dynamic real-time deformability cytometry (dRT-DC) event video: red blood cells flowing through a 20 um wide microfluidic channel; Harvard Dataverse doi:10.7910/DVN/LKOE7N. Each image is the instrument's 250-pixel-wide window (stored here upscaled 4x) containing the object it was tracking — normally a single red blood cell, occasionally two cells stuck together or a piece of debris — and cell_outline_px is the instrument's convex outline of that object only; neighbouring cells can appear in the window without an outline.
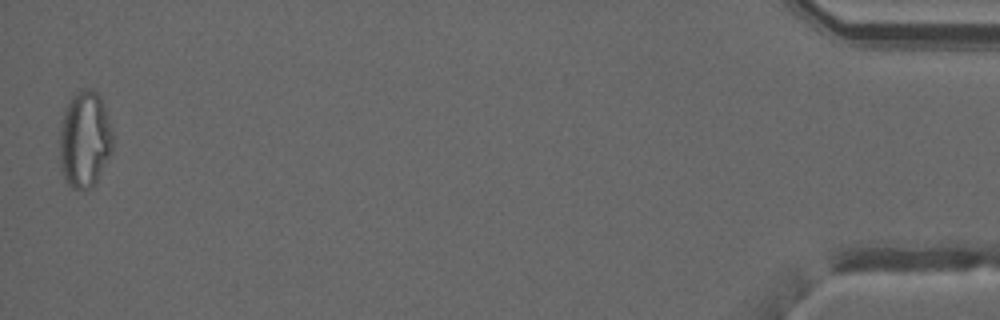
{"species": "common noctule bat (a hibernating species)", "species_latin": "Nyctalus noctula", "temperature_condition": "warm", "stored_images_in_passage": 50, "camera_frame_rate_fps": 3000, "um_per_image_px": 0.085, "animal": {"sex": "male", "forearm_length_mm": 52.5}, "frame": {"image": 1, "passage_image": 50, "time_ms": 16.333, "image_size_px": [1000, 320], "cell_outline_px": [[112, 152], [96, 180], [88, 188], [72, 188], [68, 184], [60, 168], [60, 120], [64, 108], [68, 100], [80, 88], [92, 88], [100, 96], [112, 128]], "centroid_in_image_um": [7.18, 11.78], "position_along_channel_um": 428.0, "area_um2": 30.0}, "authors_computed_cell_mechanics": {"area_um2": 26.4435, "velocity_mm_per_s": 4.0871, "shape_relaxation_time_tau1_ms": null, "shape_relaxation_time_tau2_ms": 1.047, "deformation_change_tau1": null, "deformation_change_tau2": 0.0868}}